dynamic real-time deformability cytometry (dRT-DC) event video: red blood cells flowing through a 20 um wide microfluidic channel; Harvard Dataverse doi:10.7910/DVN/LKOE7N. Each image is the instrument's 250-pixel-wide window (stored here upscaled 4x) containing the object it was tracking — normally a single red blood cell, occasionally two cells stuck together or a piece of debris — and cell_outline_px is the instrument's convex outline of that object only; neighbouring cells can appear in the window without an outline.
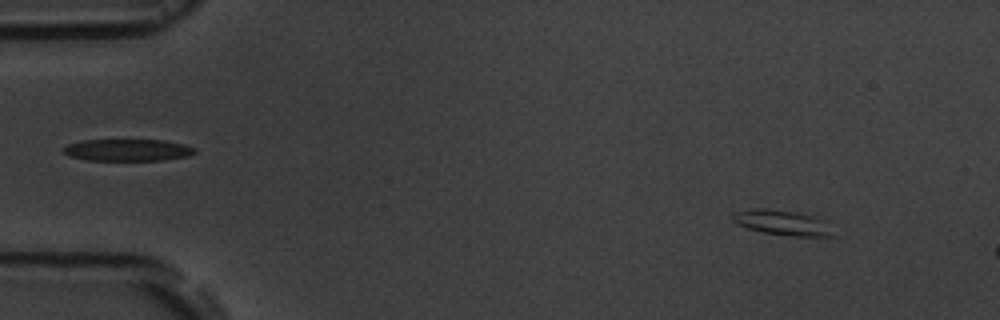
{"species": "common noctule bat (a hibernating species)", "species_latin": "Nyctalus noctula", "temperature_condition": "room temperature", "stored_images_in_passage": 3, "camera_frame_rate_fps": 3000, "um_per_image_px": 0.085, "animal": {"sex": "male", "body_mass_g": 19.5, "forearm_length_mm": 54.6}, "frame": {"image": 1, "passage_image": 1, "time_ms": 0.0, "image_size_px": [1000, 320], "cell_outline_px": [[836, 236], [792, 236], [764, 232], [748, 228], [736, 224], [728, 216], [732, 212], [752, 208], [768, 208], [796, 212], [828, 220]], "centroid_in_image_um": [66.5, 18.91], "position_along_channel_um": 18.5, "area_um2": 15.09}}